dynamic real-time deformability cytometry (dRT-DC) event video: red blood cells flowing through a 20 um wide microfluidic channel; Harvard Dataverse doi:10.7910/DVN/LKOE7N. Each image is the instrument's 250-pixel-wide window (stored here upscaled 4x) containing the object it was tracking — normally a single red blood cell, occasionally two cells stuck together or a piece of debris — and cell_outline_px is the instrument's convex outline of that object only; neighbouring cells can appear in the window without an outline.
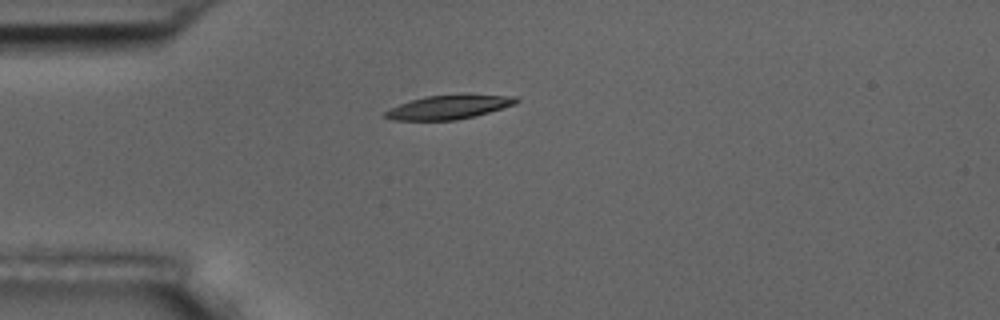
{"species": "common noctule bat (a hibernating species)", "species_latin": "Nyctalus noctula", "temperature_condition": "room temperature", "stored_images_in_passage": 1, "camera_frame_rate_fps": 3000, "um_per_image_px": 0.085, "animal": {"sex": "male", "body_mass_g": 17.5, "forearm_length_mm": 52.3}, "frame": {"image": 1, "passage_image": 1, "time_ms": 0.0, "image_size_px": [1000, 320], "cell_outline_px": [[520, 100], [516, 104], [476, 116], [456, 120], [396, 120], [384, 116], [384, 112], [388, 108], [412, 100], [428, 96], [468, 92], [516, 96]], "centroid_in_image_um": [38.25, 9.06], "position_along_channel_um": 46.7, "area_um2": 18.9}}